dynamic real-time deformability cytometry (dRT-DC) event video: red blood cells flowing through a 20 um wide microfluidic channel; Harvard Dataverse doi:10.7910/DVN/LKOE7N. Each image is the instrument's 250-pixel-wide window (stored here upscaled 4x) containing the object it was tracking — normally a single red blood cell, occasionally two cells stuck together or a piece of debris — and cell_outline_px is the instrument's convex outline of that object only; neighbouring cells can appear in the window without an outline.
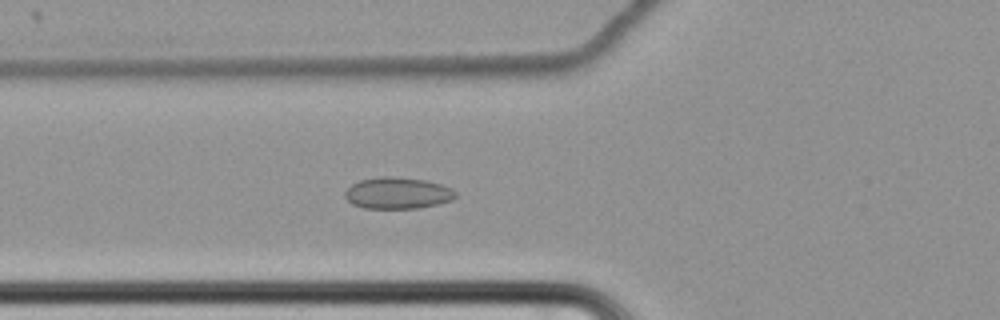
{"species": "common noctule bat (a hibernating species)", "species_latin": "Nyctalus noctula", "temperature_condition": "cold", "stored_images_in_passage": 46, "camera_frame_rate_fps": 3000, "um_per_image_px": 0.085, "animal": {"sex": "female", "body_mass_g": 22.7, "forearm_length_mm": 54.2}, "frame": {"image": 1, "passage_image": 15, "time_ms": 4.667, "image_size_px": [1000, 320], "cell_outline_px": [[456, 196], [452, 200], [436, 204], [416, 208], [364, 208], [352, 204], [344, 196], [344, 192], [352, 184], [360, 180], [380, 176], [392, 176], [424, 180], [440, 184], [452, 188], [456, 192]], "centroid_in_image_um": [33.78, 16.4], "position_along_channel_um": 92.0, "area_um2": 20.23}}
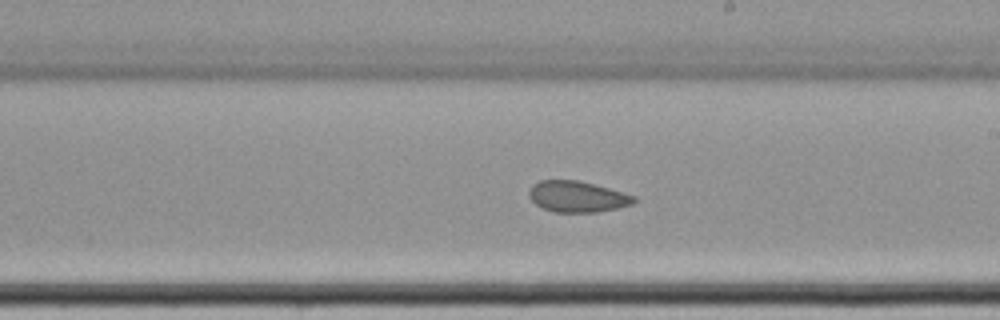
{"frame": {"image": 2, "passage_image": 28, "time_ms": 9.0, "image_size_px": [1000, 320], "cell_outline_px": [[636, 200], [632, 204], [616, 208], [596, 212], [552, 212], [536, 204], [528, 196], [528, 192], [532, 184], [540, 180], [580, 180], [636, 196]], "centroid_in_image_um": [49.04, 16.7], "position_along_channel_um": 240.0, "area_um2": 18.96}}
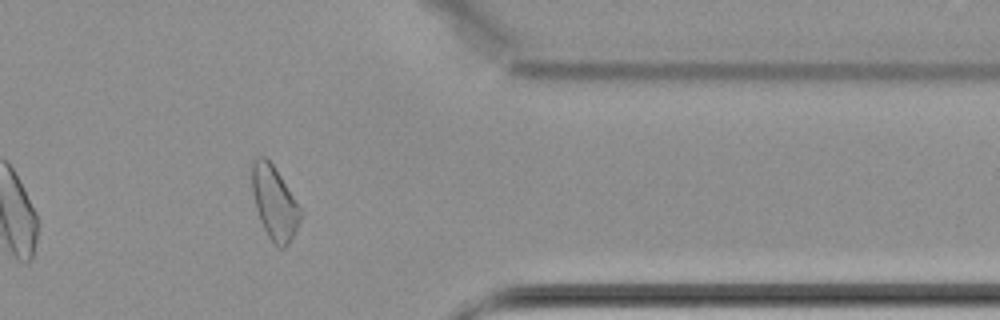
{"frame": {"image": 3, "passage_image": 42, "time_ms": 13.667, "image_size_px": [1000, 320], "cell_outline_px": [[304, 212], [288, 244], [284, 248], [276, 248], [272, 244], [260, 220], [256, 208], [252, 192], [252, 160], [256, 156], [264, 156], [272, 164]], "centroid_in_image_um": [23.32, 17.25], "position_along_channel_um": 388.1, "area_um2": 20.69}, "authors_computed_cell_mechanics": {"area_um2": 19.9699, "velocity_mm_per_s": 3.4252, "shape_relaxation_time_tau1_ms": null, "shape_relaxation_time_tau2_ms": 9.7426, "deformation_change_tau1": null, "deformation_change_tau2": 0.1198}}